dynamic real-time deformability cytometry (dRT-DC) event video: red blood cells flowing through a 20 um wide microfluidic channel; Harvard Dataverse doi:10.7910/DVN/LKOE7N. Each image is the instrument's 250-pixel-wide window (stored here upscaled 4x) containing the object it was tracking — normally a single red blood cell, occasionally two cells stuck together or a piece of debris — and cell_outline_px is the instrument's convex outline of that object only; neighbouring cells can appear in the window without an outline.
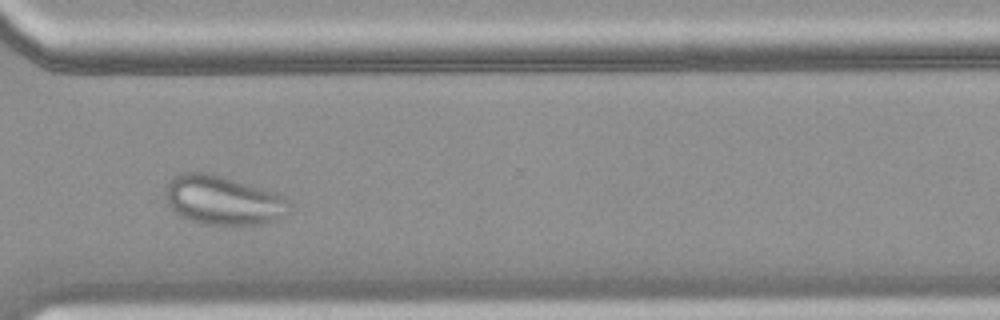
{"species": "common noctule bat (a hibernating species)", "species_latin": "Nyctalus noctula", "temperature_condition": "warm", "stored_images_in_passage": 29, "camera_frame_rate_fps": 3000, "um_per_image_px": 0.085, "animal": {"sex": "female", "body_mass_g": 18.4}, "frame": {"image": 1, "passage_image": 21, "time_ms": 6.667, "image_size_px": [1000, 320], "cell_outline_px": [[292, 212], [284, 220], [264, 224], [200, 224], [180, 216], [168, 204], [168, 184], [172, 176], [180, 172], [212, 172], [276, 192], [292, 200]], "centroid_in_image_um": [19.1, 17.02], "position_along_channel_um": 351.5, "area_um2": 36.3}}